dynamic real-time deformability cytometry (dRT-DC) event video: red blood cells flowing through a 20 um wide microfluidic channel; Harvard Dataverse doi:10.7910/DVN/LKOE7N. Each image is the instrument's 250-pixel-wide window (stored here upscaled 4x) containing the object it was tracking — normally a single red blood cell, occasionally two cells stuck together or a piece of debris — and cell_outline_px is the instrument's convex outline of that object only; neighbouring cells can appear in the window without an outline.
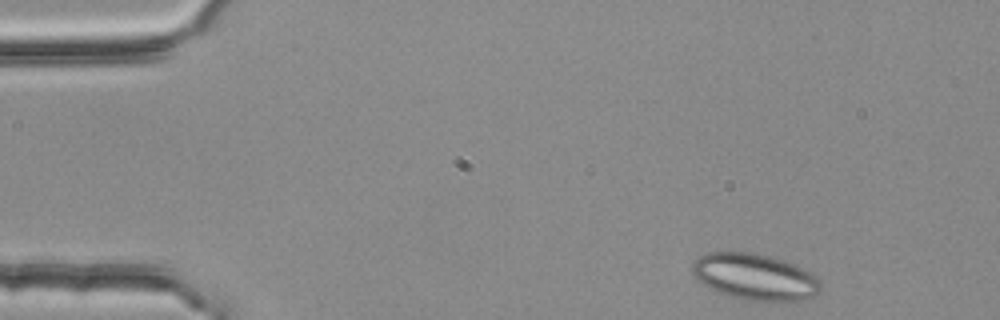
{"species": "common noctule bat (a hibernating species)", "species_latin": "Nyctalus noctula", "temperature_condition": "room temperature", "stored_images_in_passage": 4, "camera_frame_rate_fps": 3000, "um_per_image_px": 0.085, "animal": {"sex": "female", "body_mass_g": 25.1}, "frame": {"image": 1, "passage_image": 1, "time_ms": 0.0, "image_size_px": [1000, 320], "cell_outline_px": [[820, 288], [812, 296], [800, 300], [780, 304], [748, 300], [716, 292], [696, 280], [692, 272], [692, 264], [704, 252], [752, 252], [784, 260], [796, 264], [812, 272], [820, 280]], "centroid_in_image_um": [64.17, 23.55], "position_along_channel_um": 20.8, "area_um2": 35.32}}